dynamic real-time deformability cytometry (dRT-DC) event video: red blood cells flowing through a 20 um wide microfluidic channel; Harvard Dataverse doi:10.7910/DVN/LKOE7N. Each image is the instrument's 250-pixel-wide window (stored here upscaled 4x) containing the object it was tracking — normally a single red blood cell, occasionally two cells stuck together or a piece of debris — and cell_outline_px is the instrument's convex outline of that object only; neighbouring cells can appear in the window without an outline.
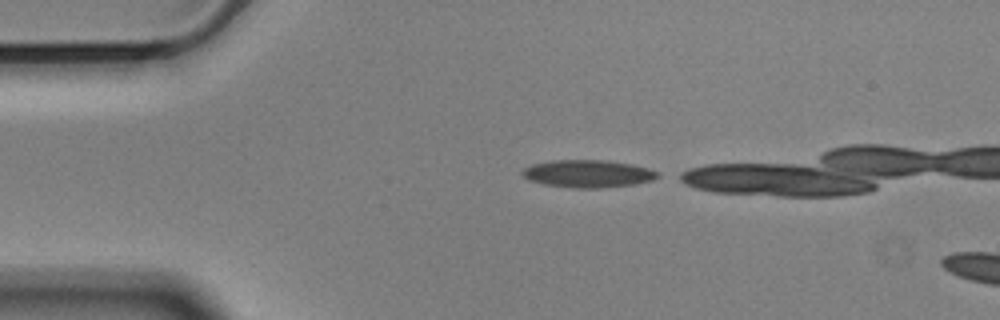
{"species": "Egyptian fruit bat (a non-hibernating species)", "species_latin": "Rousettus aegyptiacus", "temperature_condition": "cold", "stored_images_in_passage": 5, "camera_frame_rate_fps": 3000, "um_per_image_px": 0.085, "animal": {"sex": "male"}, "frame": {"image": 1, "passage_image": 1, "time_ms": 0.0, "image_size_px": [1000, 320], "cell_outline_px": [[660, 176], [652, 180], [632, 184], [600, 188], [572, 188], [544, 184], [528, 180], [520, 172], [524, 168], [532, 164], [552, 160], [608, 160], [632, 164], [648, 168], [660, 172]], "centroid_in_image_um": [49.97, 14.76], "position_along_channel_um": 35.0, "area_um2": 21.79}}